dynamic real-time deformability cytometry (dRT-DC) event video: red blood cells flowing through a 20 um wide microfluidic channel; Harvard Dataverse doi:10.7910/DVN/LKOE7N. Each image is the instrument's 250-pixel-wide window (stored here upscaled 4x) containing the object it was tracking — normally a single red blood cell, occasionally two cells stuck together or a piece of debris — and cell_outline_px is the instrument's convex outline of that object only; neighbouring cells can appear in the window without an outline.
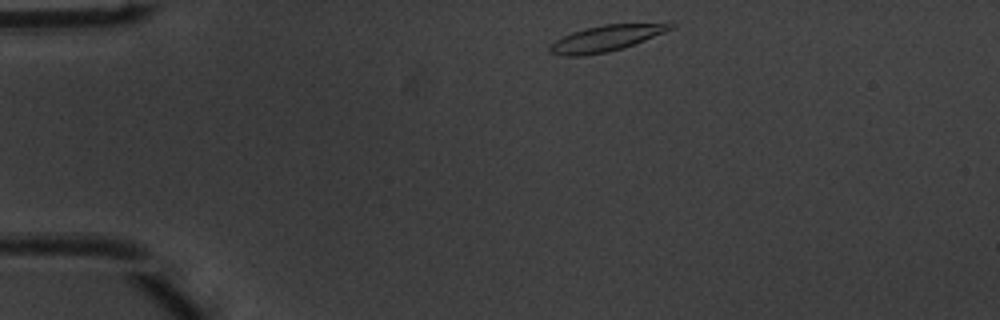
{"species": "common noctule bat (a hibernating species)", "species_latin": "Nyctalus noctula", "temperature_condition": "warm", "stored_images_in_passage": 42, "camera_frame_rate_fps": 3000, "um_per_image_px": 0.085, "animal": {"sex": "male", "body_mass_g": 20.1, "forearm_length_mm": 53.5}, "frame": {"image": 1, "passage_image": 1, "time_ms": 0.0, "image_size_px": [1000, 320], "cell_outline_px": [[676, 24], [672, 28], [664, 32], [624, 48], [608, 52], [584, 56], [560, 56], [548, 52], [548, 48], [556, 40], [572, 32], [584, 28], [604, 24], [668, 20]], "centroid_in_image_um": [51.62, 3.21], "position_along_channel_um": 33.4, "area_um2": 19.07}}
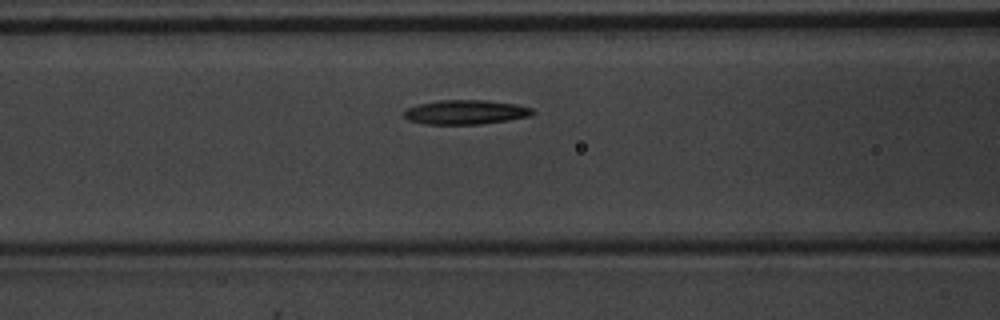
{"frame": {"image": 2, "passage_image": 12, "time_ms": 3.667, "image_size_px": [1000, 320], "cell_outline_px": [[536, 112], [532, 116], [480, 124], [424, 124], [408, 120], [404, 116], [404, 112], [408, 108], [420, 104], [440, 100], [488, 100], [516, 104], [532, 108]], "centroid_in_image_um": [39.61, 9.53], "position_along_channel_um": 127.0, "area_um2": 18.21}}
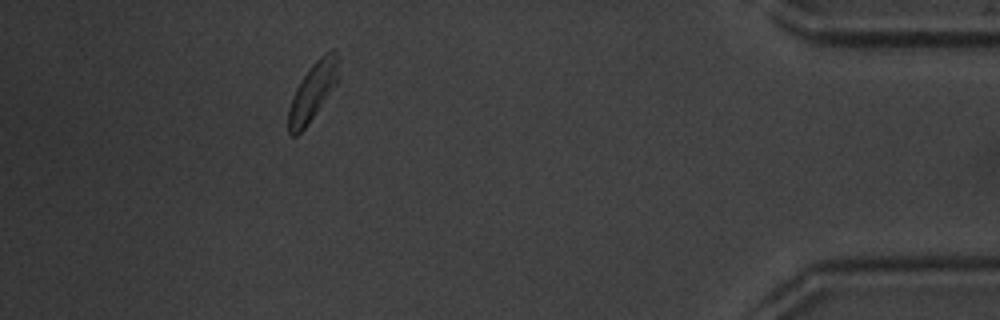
{"frame": {"image": 3, "passage_image": 37, "time_ms": 12.0, "image_size_px": [1000, 320], "cell_outline_px": [[340, 76], [336, 84], [308, 124], [296, 136], [292, 136], [288, 132], [288, 108], [292, 96], [300, 80], [312, 64], [324, 52], [332, 48], [336, 48]], "centroid_in_image_um": [26.6, 7.73], "position_along_channel_um": 408.6, "area_um2": 17.05}, "authors_computed_cell_mechanics": {"area_um2": 17.6579, "velocity_mm_per_s": 3.9721, "shape_relaxation_time_tau1_ms": 2.6078, "shape_relaxation_time_tau2_ms": 5.2397, "deformation_change_tau1": 0.1479, "deformation_change_tau2": 0.1212}}